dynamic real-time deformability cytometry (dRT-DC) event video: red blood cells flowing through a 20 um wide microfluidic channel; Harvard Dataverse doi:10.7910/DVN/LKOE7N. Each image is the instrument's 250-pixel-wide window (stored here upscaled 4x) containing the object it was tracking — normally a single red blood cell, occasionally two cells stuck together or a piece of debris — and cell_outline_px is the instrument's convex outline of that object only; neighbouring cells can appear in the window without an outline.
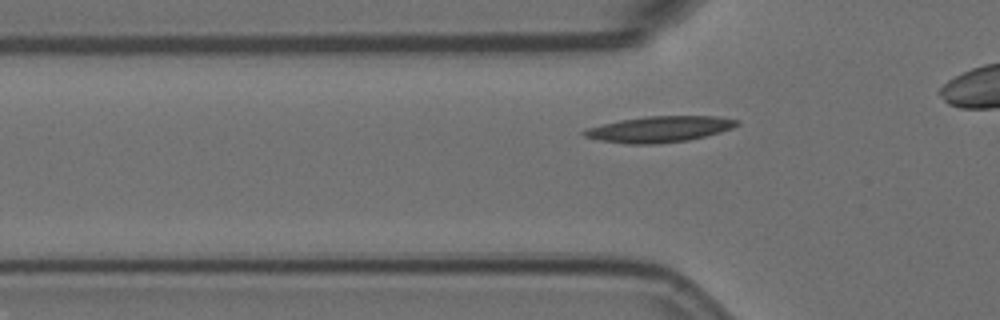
{"species": "Egyptian fruit bat (a non-hibernating species)", "species_latin": "Rousettus aegyptiacus", "temperature_condition": "room temperature", "stored_images_in_passage": 35, "camera_frame_rate_fps": 3000, "um_per_image_px": 0.085, "animal": {"sex": "female"}, "frame": {"image": 1, "passage_image": 7, "time_ms": 2.0, "image_size_px": [1000, 320], "cell_outline_px": [[740, 124], [732, 128], [720, 132], [688, 140], [656, 144], [628, 144], [600, 140], [584, 136], [580, 132], [584, 128], [620, 120], [648, 116], [720, 116], [740, 120]], "centroid_in_image_um": [56.05, 10.97], "position_along_channel_um": 69.7, "area_um2": 23.24}}
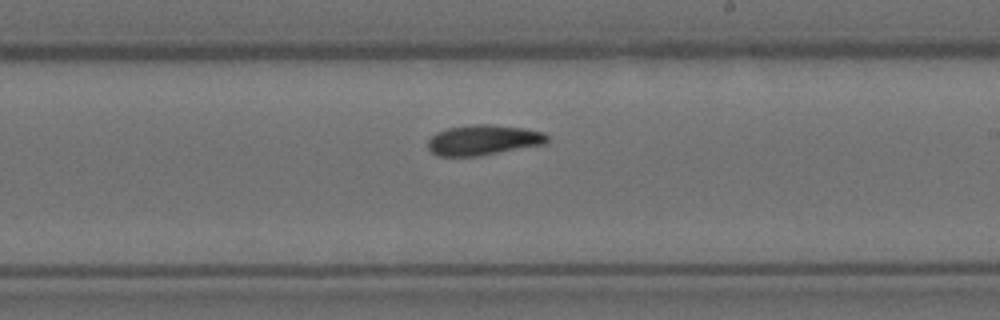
{"frame": {"image": 2, "passage_image": 22, "time_ms": 7.0, "image_size_px": [1000, 320], "cell_outline_px": [[548, 140], [544, 144], [480, 156], [436, 156], [428, 148], [428, 140], [436, 132], [448, 128], [476, 124], [492, 124], [524, 128], [544, 132], [548, 136]], "centroid_in_image_um": [41.08, 11.9], "position_along_channel_um": 247.9, "area_um2": 21.1}}
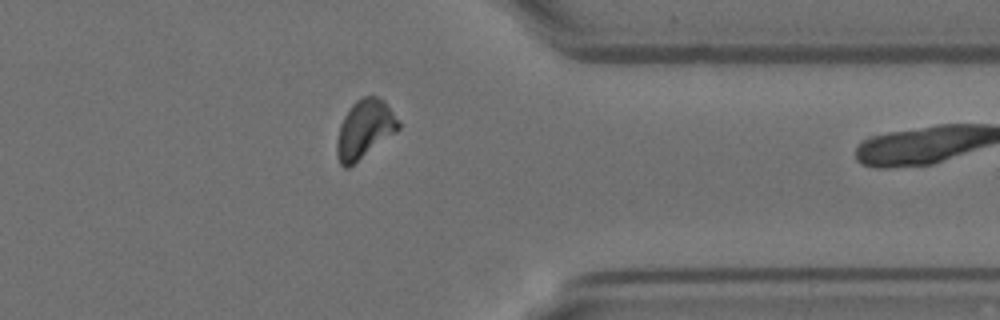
{"frame": {"image": 3, "passage_image": 34, "time_ms": 11.0, "image_size_px": [1000, 320], "cell_outline_px": [[400, 128], [396, 132], [348, 168], [344, 168], [340, 164], [336, 156], [336, 140], [340, 124], [344, 116], [352, 104], [356, 100], [364, 96], [376, 96], [384, 100], [400, 120]], "centroid_in_image_um": [30.99, 10.97], "position_along_channel_um": 380.4, "area_um2": 21.1}}